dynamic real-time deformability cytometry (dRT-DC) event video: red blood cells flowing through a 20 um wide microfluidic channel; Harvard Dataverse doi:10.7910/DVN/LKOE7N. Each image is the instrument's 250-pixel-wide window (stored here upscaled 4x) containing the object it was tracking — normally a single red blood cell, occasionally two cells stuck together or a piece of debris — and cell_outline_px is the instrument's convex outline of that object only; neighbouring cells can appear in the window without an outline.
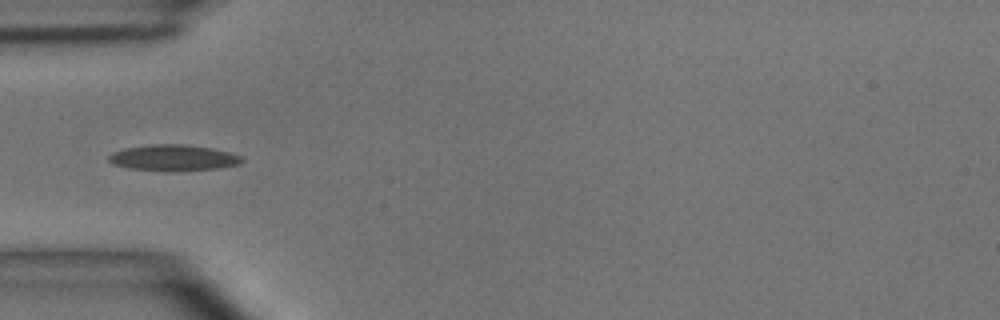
{"species": "common noctule bat (a hibernating species)", "species_latin": "Nyctalus noctula", "temperature_condition": "room temperature", "stored_images_in_passage": 10, "camera_frame_rate_fps": 3000, "um_per_image_px": 0.085, "animal": {"sex": "male", "body_mass_g": 15.6}, "frame": {"image": 1, "passage_image": 4, "time_ms": 1.0, "image_size_px": [1000, 320], "cell_outline_px": [[244, 160], [240, 164], [220, 168], [168, 172], [128, 168], [112, 164], [108, 160], [108, 156], [112, 152], [124, 148], [152, 144], [180, 144], [212, 148], [228, 152], [240, 156]], "centroid_in_image_um": [14.7, 13.42], "position_along_channel_um": 70.3, "area_um2": 20.4}}